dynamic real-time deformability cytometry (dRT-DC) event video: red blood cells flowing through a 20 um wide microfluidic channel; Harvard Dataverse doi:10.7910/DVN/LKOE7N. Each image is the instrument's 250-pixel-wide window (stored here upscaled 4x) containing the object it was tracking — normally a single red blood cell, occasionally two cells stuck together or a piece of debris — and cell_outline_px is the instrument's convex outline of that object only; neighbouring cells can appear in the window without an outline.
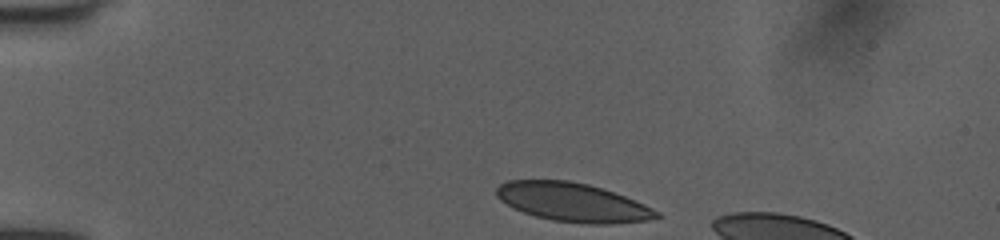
{"species": "human", "species_latin": "Homo sapiens", "temperature_condition": "room temperature", "stored_images_in_passage": 37, "camera_frame_rate_fps": 3000, "um_per_image_px": 0.085, "donor": {"sex": "female"}, "frame": {"image": 1, "passage_image": 1, "time_ms": 0.0, "image_size_px": [1000, 240], "cell_outline_px": [[664, 216], [648, 220], [608, 224], [588, 224], [552, 220], [536, 216], [512, 208], [500, 200], [496, 196], [496, 188], [500, 184], [508, 180], [568, 180], [588, 184], [624, 196], [644, 204], [660, 212]], "centroid_in_image_um": [48.67, 17.19], "position_along_channel_um": 36.3, "area_um2": 36.07}}
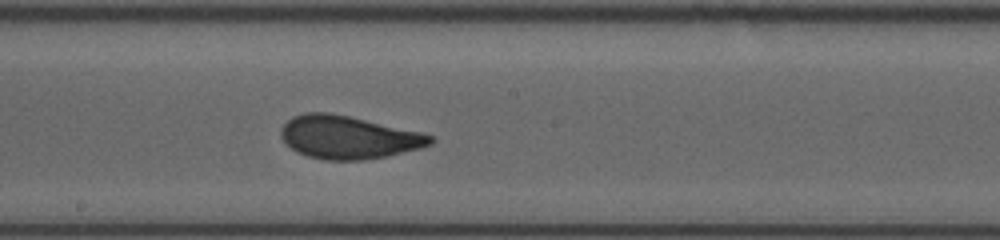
{"frame": {"image": 2, "passage_image": 19, "time_ms": 6.0, "image_size_px": [1000, 240], "cell_outline_px": [[436, 140], [432, 144], [420, 148], [388, 156], [364, 160], [324, 160], [308, 156], [296, 152], [280, 136], [280, 128], [292, 116], [304, 112], [328, 112], [348, 116], [420, 132], [432, 136]], "centroid_in_image_um": [29.59, 11.67], "position_along_channel_um": 218.6, "area_um2": 37.34}}
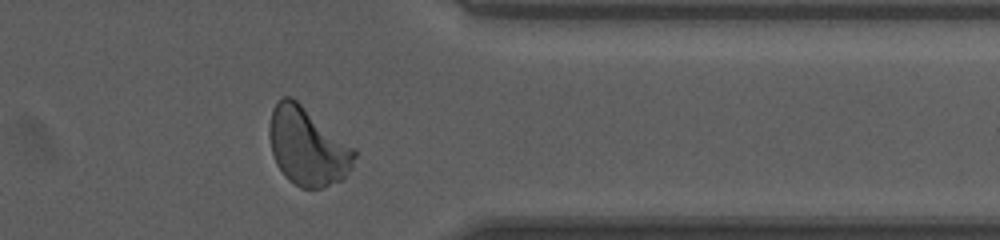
{"frame": {"image": 3, "passage_image": 32, "time_ms": 10.333, "image_size_px": [1000, 240], "cell_outline_px": [[356, 156], [352, 168], [340, 180], [324, 188], [300, 188], [288, 180], [284, 176], [276, 164], [272, 152], [268, 132], [268, 128], [272, 108], [284, 96], [292, 96], [356, 148]], "centroid_in_image_um": [26.14, 12.45], "position_along_channel_um": 385.3, "area_um2": 39.02}}